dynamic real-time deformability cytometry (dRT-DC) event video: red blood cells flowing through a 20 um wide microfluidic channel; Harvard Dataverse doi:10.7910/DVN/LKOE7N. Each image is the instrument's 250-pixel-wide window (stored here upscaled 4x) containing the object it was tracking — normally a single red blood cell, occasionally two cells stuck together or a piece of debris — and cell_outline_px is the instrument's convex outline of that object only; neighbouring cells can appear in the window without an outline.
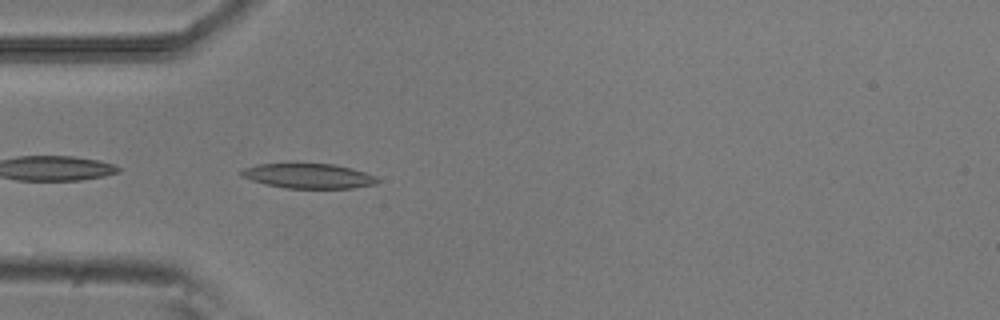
{"species": "common noctule bat (a hibernating species)", "species_latin": "Nyctalus noctula", "temperature_condition": "room temperature", "stored_images_in_passage": 35, "camera_frame_rate_fps": 3000, "um_per_image_px": 0.085, "animal": {"sex": "male", "body_mass_g": 20.5, "forearm_length_mm": 52.5}, "frame": {"image": 1, "passage_image": 1, "time_ms": 0.0, "image_size_px": [1000, 320], "cell_outline_px": [[380, 180], [376, 184], [352, 188], [284, 188], [264, 184], [252, 180], [244, 176], [240, 172], [244, 168], [256, 164], [332, 164], [352, 168], [376, 176]], "centroid_in_image_um": [26.25, 14.96], "position_along_channel_um": 58.7, "area_um2": 19.54}}
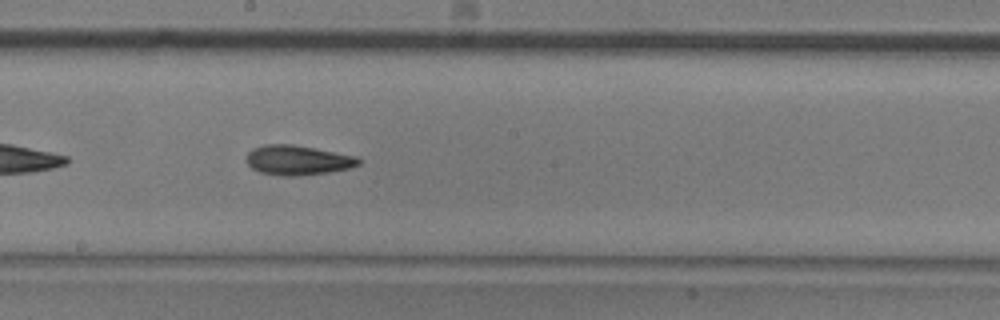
{"frame": {"image": 2, "passage_image": 14, "time_ms": 4.333, "image_size_px": [1000, 320], "cell_outline_px": [[360, 164], [352, 168], [328, 172], [296, 176], [280, 176], [260, 172], [252, 168], [248, 164], [248, 152], [252, 148], [264, 144], [292, 144], [356, 156], [360, 160]], "centroid_in_image_um": [25.31, 13.61], "position_along_channel_um": 222.9, "area_um2": 19.36}}
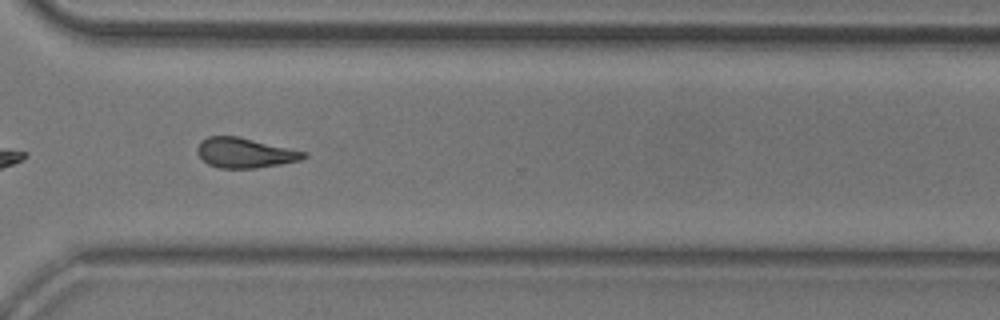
{"frame": {"image": 3, "passage_image": 24, "time_ms": 7.667, "image_size_px": [1000, 320], "cell_outline_px": [[308, 156], [300, 160], [280, 164], [256, 168], [220, 168], [208, 164], [196, 152], [196, 148], [200, 140], [208, 136], [236, 136], [308, 152]], "centroid_in_image_um": [20.8, 12.99], "position_along_channel_um": 349.8, "area_um2": 18.55}, "authors_computed_cell_mechanics": {"area_um2": 18.5538, "velocity_mm_per_s": 3.8293, "shape_relaxation_time_tau1_ms": 6.3224, "shape_relaxation_time_tau2_ms": 6.5778, "deformation_change_tau1": 0.1659, "deformation_change_tau2": 0.1703}}